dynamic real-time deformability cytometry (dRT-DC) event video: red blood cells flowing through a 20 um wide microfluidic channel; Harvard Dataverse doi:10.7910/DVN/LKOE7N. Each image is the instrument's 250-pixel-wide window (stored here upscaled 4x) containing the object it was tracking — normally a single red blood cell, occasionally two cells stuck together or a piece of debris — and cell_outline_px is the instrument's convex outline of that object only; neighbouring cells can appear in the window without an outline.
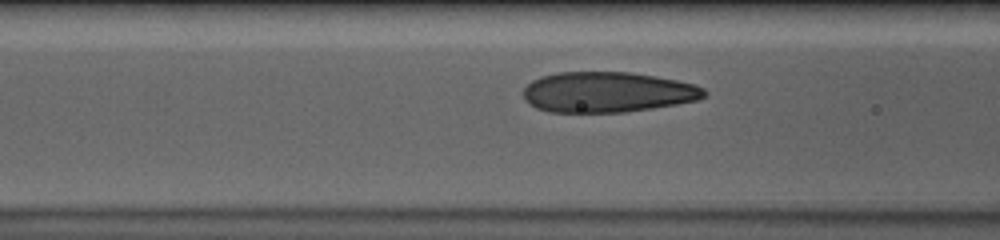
{"species": "human", "species_latin": "Homo sapiens", "temperature_condition": "cold", "stored_images_in_passage": 13, "camera_frame_rate_fps": 3000, "um_per_image_px": 0.085, "donor": {"sex": "male"}, "frame": {"image": 1, "passage_image": 10, "time_ms": 3.0, "image_size_px": [1000, 240], "cell_outline_px": [[708, 96], [696, 100], [676, 104], [652, 108], [624, 112], [548, 112], [536, 108], [528, 104], [524, 100], [524, 88], [532, 80], [540, 76], [556, 72], [628, 72], [656, 76], [696, 84], [704, 88], [708, 92]], "centroid_in_image_um": [51.63, 7.83], "position_along_channel_um": 115.0, "area_um2": 42.95}}